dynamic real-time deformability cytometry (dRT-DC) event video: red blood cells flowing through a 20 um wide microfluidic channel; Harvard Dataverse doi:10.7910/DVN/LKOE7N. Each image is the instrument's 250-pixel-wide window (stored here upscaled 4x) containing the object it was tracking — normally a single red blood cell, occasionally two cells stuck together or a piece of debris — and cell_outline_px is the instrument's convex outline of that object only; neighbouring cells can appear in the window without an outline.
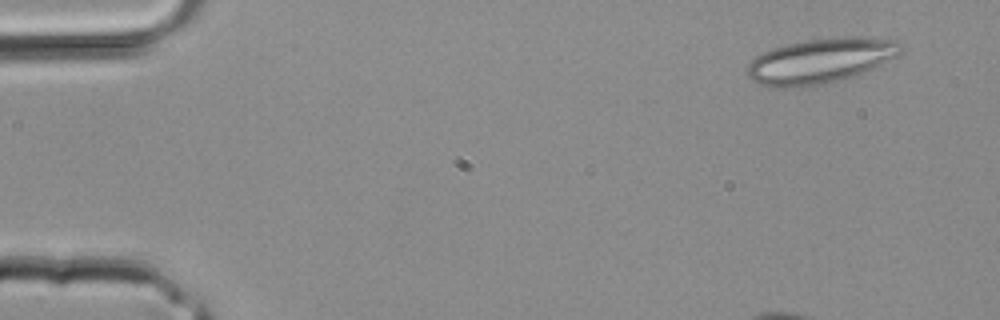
{"species": "common noctule bat (a hibernating species)", "species_latin": "Nyctalus noctula", "temperature_condition": "room temperature", "stored_images_in_passage": 3, "camera_frame_rate_fps": 3000, "um_per_image_px": 0.085, "animal": {"sex": "male", "body_mass_g": 20.4}, "frame": {"image": 1, "passage_image": 1, "time_ms": 0.0, "image_size_px": [1000, 320], "cell_outline_px": [[908, 48], [904, 52], [896, 56], [852, 76], [828, 84], [792, 88], [768, 88], [752, 80], [748, 76], [748, 64], [756, 56], [772, 48], [788, 44], [808, 40], [844, 36], [856, 36], [896, 40]], "centroid_in_image_um": [69.75, 5.17], "position_along_channel_um": 15.3, "area_um2": 40.34}}